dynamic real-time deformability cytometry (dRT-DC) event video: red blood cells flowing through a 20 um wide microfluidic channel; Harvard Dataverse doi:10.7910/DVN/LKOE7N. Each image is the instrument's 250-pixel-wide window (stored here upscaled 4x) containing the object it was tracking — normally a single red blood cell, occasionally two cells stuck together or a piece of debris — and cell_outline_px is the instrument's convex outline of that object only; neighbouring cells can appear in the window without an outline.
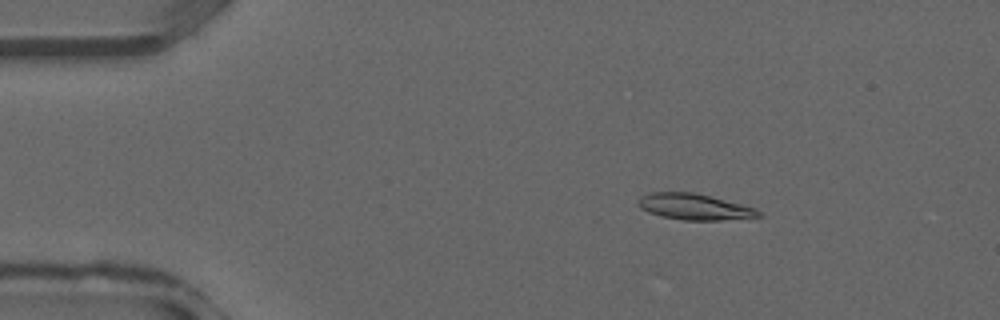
{"species": "common noctule bat (a hibernating species)", "species_latin": "Nyctalus noctula", "temperature_condition": "warm", "stored_images_in_passage": 37, "camera_frame_rate_fps": 3000, "um_per_image_px": 0.085, "animal": {"sex": "male", "forearm_length_mm": 52.5}, "frame": {"image": 1, "passage_image": 6, "time_ms": 1.667, "image_size_px": [1000, 320], "cell_outline_px": [[764, 216], [748, 220], [684, 220], [664, 216], [648, 212], [640, 208], [636, 200], [640, 196], [652, 192], [692, 192], [756, 208]], "centroid_in_image_um": [59.08, 17.6], "position_along_channel_um": 25.9, "area_um2": 18.44}}
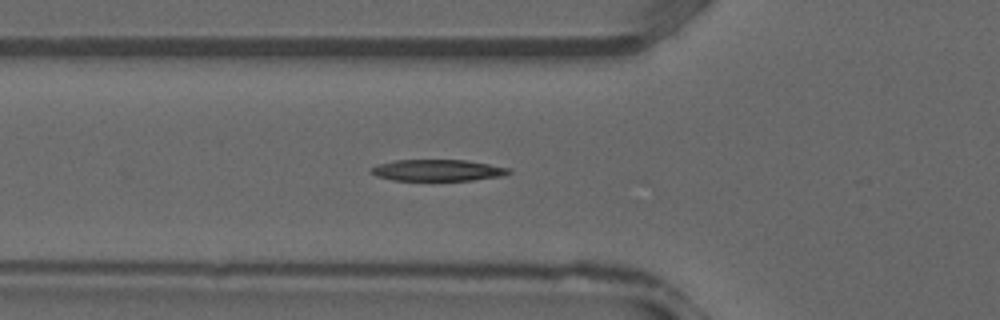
{"frame": {"image": 2, "passage_image": 13, "time_ms": 4.0, "image_size_px": [1000, 320], "cell_outline_px": [[512, 172], [504, 176], [472, 180], [392, 180], [376, 176], [368, 172], [368, 168], [380, 164], [396, 160], [468, 160], [512, 168]], "centroid_in_image_um": [37.22, 14.47], "position_along_channel_um": 88.6, "area_um2": 17.4}}
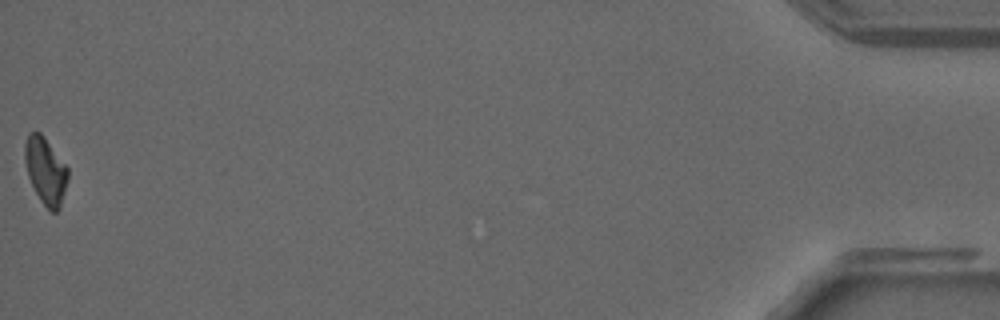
{"frame": {"image": 3, "passage_image": 37, "time_ms": 12.0, "image_size_px": [1000, 320], "cell_outline_px": [[68, 180], [60, 208], [56, 212], [52, 212], [40, 200], [28, 176], [24, 160], [24, 144], [28, 132], [40, 132], [44, 136], [68, 168]], "centroid_in_image_um": [3.87, 14.49], "position_along_channel_um": 431.3, "area_um2": 16.76}}